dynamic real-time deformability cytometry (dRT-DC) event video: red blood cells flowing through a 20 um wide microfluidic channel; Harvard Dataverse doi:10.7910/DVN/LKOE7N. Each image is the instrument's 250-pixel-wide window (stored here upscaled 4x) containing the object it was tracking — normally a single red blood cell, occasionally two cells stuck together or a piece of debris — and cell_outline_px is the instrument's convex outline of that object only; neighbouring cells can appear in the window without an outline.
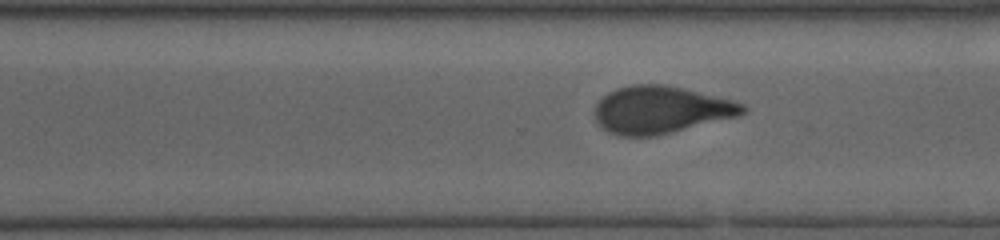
{"species": "human", "species_latin": "Homo sapiens", "temperature_condition": "cold", "stored_images_in_passage": 22, "segment_of_instrument_passage": [2, 2], "camera_frame_rate_fps": 3000, "um_per_image_px": 0.085, "donor": {"sex": "male"}, "frame": {"image": 1, "passage_image": 22, "time_ms": 14.333, "image_size_px": [1000, 240], "cell_outline_px": [[748, 112], [736, 116], [652, 136], [616, 136], [608, 132], [596, 120], [596, 104], [608, 92], [616, 88], [632, 84], [664, 84], [732, 100], [744, 104], [748, 108]], "centroid_in_image_um": [56.14, 9.32], "position_along_channel_um": 314.5, "area_um2": 40.23}}